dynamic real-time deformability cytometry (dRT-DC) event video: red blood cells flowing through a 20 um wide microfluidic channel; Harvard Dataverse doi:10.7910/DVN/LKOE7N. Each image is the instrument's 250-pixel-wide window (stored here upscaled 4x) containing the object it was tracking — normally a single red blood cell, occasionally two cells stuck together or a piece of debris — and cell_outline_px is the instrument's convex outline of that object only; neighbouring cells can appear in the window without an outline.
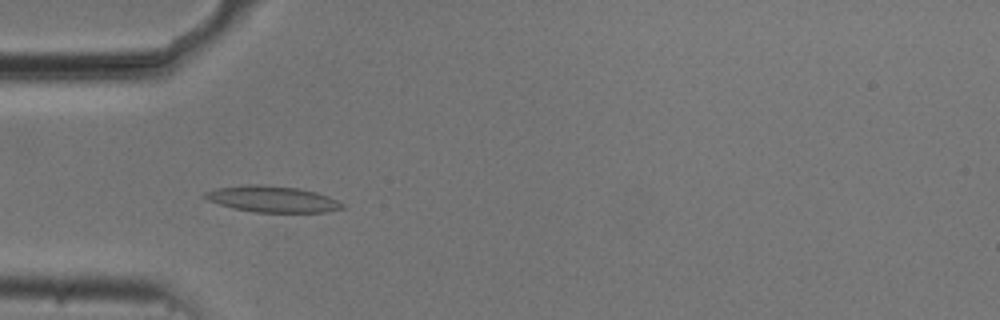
{"species": "common noctule bat (a hibernating species)", "species_latin": "Nyctalus noctula", "temperature_condition": "cold", "stored_images_in_passage": 54, "camera_frame_rate_fps": 3000, "um_per_image_px": 0.085, "animal": {"sex": "male", "body_mass_g": 20.5, "forearm_length_mm": 52.5}, "frame": {"image": 1, "passage_image": 17, "time_ms": 5.333, "image_size_px": [1000, 320], "cell_outline_px": [[348, 208], [324, 212], [256, 212], [232, 208], [208, 200], [204, 196], [204, 192], [216, 188], [244, 184], [260, 184], [296, 188], [316, 192], [328, 196], [344, 204]], "centroid_in_image_um": [23.16, 16.92], "position_along_channel_um": 61.8, "area_um2": 20.98}}
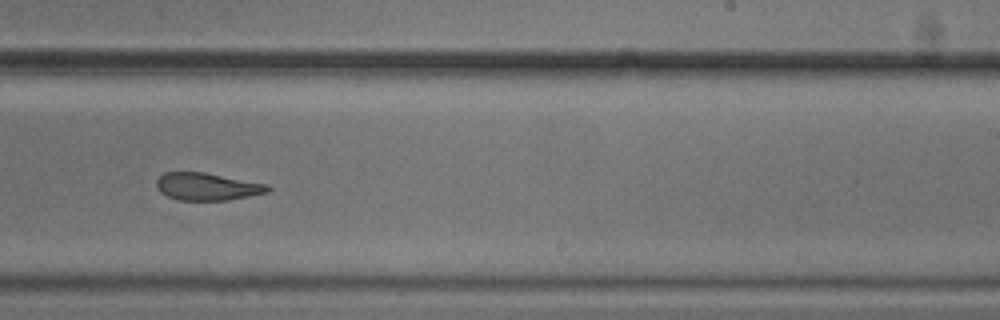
{"frame": {"image": 2, "passage_image": 34, "time_ms": 11.0, "image_size_px": [1000, 320], "cell_outline_px": [[272, 188], [268, 192], [228, 200], [176, 200], [160, 192], [156, 188], [156, 180], [164, 172], [204, 172], [268, 184]], "centroid_in_image_um": [17.59, 15.86], "position_along_channel_um": 271.4, "area_um2": 17.86}}
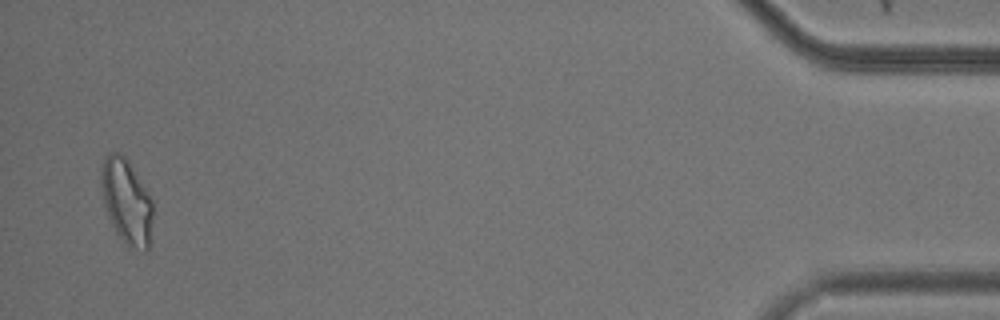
{"frame": {"image": 3, "passage_image": 53, "time_ms": 17.333, "image_size_px": [1000, 320], "cell_outline_px": [[152, 216], [148, 252], [144, 252], [128, 248], [124, 244], [116, 232], [108, 216], [104, 204], [100, 184], [100, 168], [104, 156], [112, 152], [120, 152], [128, 160], [148, 192], [152, 200]], "centroid_in_image_um": [10.74, 17.14], "position_along_channel_um": 424.5, "area_um2": 25.95}, "authors_computed_cell_mechanics": {"area_um2": 19.8832, "velocity_mm_per_s": 3.7231, "shape_relaxation_time_tau1_ms": 4.7244, "shape_relaxation_time_tau2_ms": 3.4274, "deformation_change_tau1": 0.1353, "deformation_change_tau2": 0.1147}}